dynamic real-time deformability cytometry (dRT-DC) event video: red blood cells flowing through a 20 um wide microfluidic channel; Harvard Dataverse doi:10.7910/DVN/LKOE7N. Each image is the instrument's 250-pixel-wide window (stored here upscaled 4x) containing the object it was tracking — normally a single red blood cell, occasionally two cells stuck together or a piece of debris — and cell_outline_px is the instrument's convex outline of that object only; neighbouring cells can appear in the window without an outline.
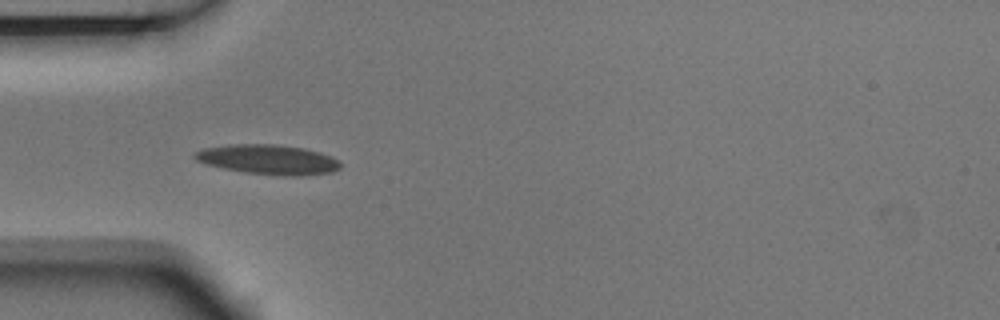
{"species": "Egyptian fruit bat (a non-hibernating species)", "species_latin": "Rousettus aegyptiacus", "temperature_condition": "room temperature", "stored_images_in_passage": 6, "camera_frame_rate_fps": 3000, "um_per_image_px": 0.085, "animal": {"sex": "male"}, "frame": {"image": 1, "passage_image": 1, "time_ms": 0.0, "image_size_px": [1000, 320], "cell_outline_px": [[340, 168], [332, 172], [300, 176], [284, 176], [244, 172], [204, 164], [196, 160], [192, 156], [196, 152], [204, 148], [228, 144], [272, 144], [304, 148], [320, 152], [332, 156], [340, 160]], "centroid_in_image_um": [22.81, 13.56], "position_along_channel_um": 62.2, "area_um2": 25.37}}
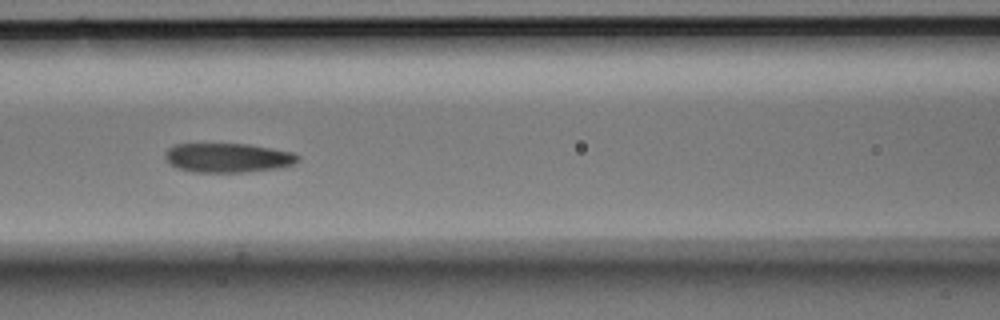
{"frame": {"image": 2, "passage_image": 3, "time_ms": 0.667, "image_size_px": [1000, 320], "cell_outline_px": [[300, 160], [292, 164], [276, 168], [244, 172], [192, 172], [180, 168], [172, 164], [164, 156], [164, 152], [168, 148], [176, 144], [248, 144], [292, 152], [300, 156]], "centroid_in_image_um": [19.37, 13.4], "position_along_channel_um": 147.2, "area_um2": 22.43}}
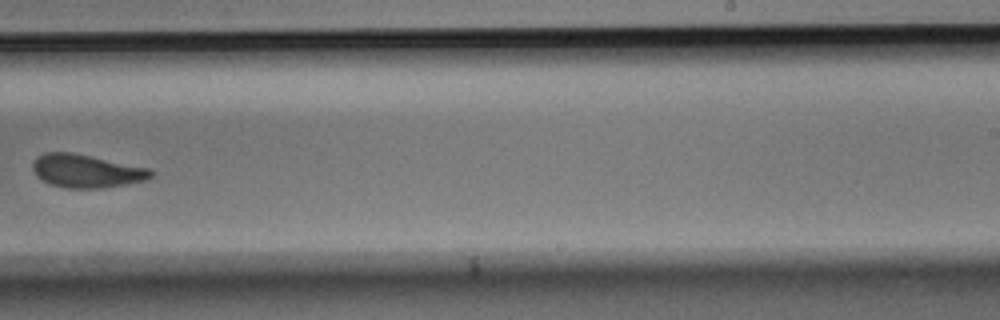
{"frame": {"image": 3, "passage_image": 6, "time_ms": 1.667, "image_size_px": [1000, 320], "cell_outline_px": [[152, 176], [148, 180], [100, 188], [64, 188], [52, 184], [36, 176], [32, 168], [32, 164], [36, 156], [44, 152], [72, 152], [152, 168]], "centroid_in_image_um": [7.35, 14.52], "position_along_channel_um": 281.7, "area_um2": 23.0}}